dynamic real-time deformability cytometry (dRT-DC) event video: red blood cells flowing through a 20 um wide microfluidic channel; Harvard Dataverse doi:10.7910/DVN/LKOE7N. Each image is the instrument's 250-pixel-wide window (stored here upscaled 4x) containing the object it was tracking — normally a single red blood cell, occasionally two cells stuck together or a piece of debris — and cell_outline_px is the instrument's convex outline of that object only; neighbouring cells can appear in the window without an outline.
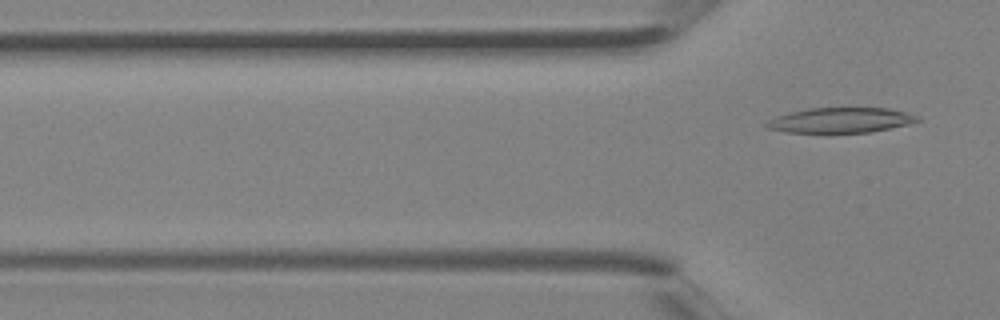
{"species": "Egyptian fruit bat (a non-hibernating species)", "species_latin": "Rousettus aegyptiacus", "temperature_condition": "room temperature", "stored_images_in_passage": 4, "camera_frame_rate_fps": 3000, "um_per_image_px": 0.085, "animal": {"sex": "female"}, "frame": {"image": 1, "passage_image": 4, "time_ms": 1.0, "image_size_px": [1000, 320], "cell_outline_px": [[920, 120], [908, 124], [872, 132], [828, 136], [784, 132], [768, 128], [764, 124], [768, 120], [776, 116], [788, 112], [808, 108], [888, 108], [904, 112], [916, 116]], "centroid_in_image_um": [71.34, 10.27], "position_along_channel_um": 54.5, "area_um2": 23.18}}